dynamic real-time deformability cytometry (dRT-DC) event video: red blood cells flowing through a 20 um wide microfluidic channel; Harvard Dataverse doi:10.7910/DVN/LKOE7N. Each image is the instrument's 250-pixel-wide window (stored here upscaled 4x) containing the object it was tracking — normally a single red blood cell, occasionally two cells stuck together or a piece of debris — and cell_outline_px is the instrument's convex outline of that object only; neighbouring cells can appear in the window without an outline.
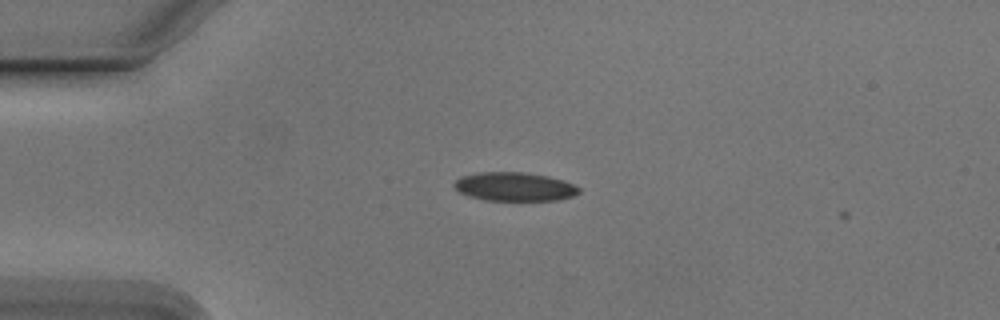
{"species": "Egyptian fruit bat (a non-hibernating species)", "species_latin": "Rousettus aegyptiacus", "temperature_condition": "cold", "stored_images_in_passage": 2, "camera_frame_rate_fps": 3000, "um_per_image_px": 0.085, "animal": {"sex": "male"}, "frame": {"image": 1, "passage_image": 1, "time_ms": 0.0, "image_size_px": [1000, 320], "cell_outline_px": [[580, 192], [572, 196], [556, 200], [484, 200], [468, 196], [460, 192], [452, 184], [460, 176], [480, 172], [524, 172], [548, 176], [572, 184], [580, 188]], "centroid_in_image_um": [43.69, 15.86], "position_along_channel_um": 41.3, "area_um2": 20.75}}